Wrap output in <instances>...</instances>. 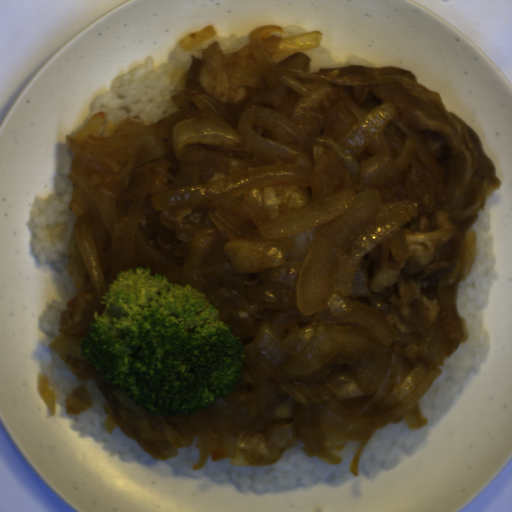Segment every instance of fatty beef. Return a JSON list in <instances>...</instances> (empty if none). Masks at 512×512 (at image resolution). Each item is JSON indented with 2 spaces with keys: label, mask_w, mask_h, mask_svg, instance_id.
Segmentation results:
<instances>
[{
  "label": "fatty beef",
  "mask_w": 512,
  "mask_h": 512,
  "mask_svg": "<svg viewBox=\"0 0 512 512\" xmlns=\"http://www.w3.org/2000/svg\"><path fill=\"white\" fill-rule=\"evenodd\" d=\"M337 88L306 111L297 167L312 184L249 190L246 201L278 220L336 192L380 190L384 203L415 201L419 215L365 254L352 285L355 301L375 307L388 325L414 337L393 345L404 363H418L435 320L450 357L469 336L456 291L475 258L474 226L501 187L479 135L439 91L393 67L319 69Z\"/></svg>",
  "instance_id": "8fa450e3"
},
{
  "label": "fatty beef",
  "mask_w": 512,
  "mask_h": 512,
  "mask_svg": "<svg viewBox=\"0 0 512 512\" xmlns=\"http://www.w3.org/2000/svg\"><path fill=\"white\" fill-rule=\"evenodd\" d=\"M227 241V236L215 239L201 265L187 271L184 279L217 309L241 345L255 339L263 324L285 337L314 321L298 310L300 262L239 273L227 257Z\"/></svg>",
  "instance_id": "1bbc456c"
},
{
  "label": "fatty beef",
  "mask_w": 512,
  "mask_h": 512,
  "mask_svg": "<svg viewBox=\"0 0 512 512\" xmlns=\"http://www.w3.org/2000/svg\"><path fill=\"white\" fill-rule=\"evenodd\" d=\"M264 166H273L250 151L221 150L202 144L184 147L180 159L164 155L133 171L129 184L119 192L115 203L128 210L136 200H151L165 191L224 178Z\"/></svg>",
  "instance_id": "5ad873be"
},
{
  "label": "fatty beef",
  "mask_w": 512,
  "mask_h": 512,
  "mask_svg": "<svg viewBox=\"0 0 512 512\" xmlns=\"http://www.w3.org/2000/svg\"><path fill=\"white\" fill-rule=\"evenodd\" d=\"M191 57L192 64L184 74L186 91L219 103L224 124L237 129L242 112L262 106L258 90L233 80L240 61L237 54L223 55L216 41L205 46L202 56Z\"/></svg>",
  "instance_id": "51303b74"
},
{
  "label": "fatty beef",
  "mask_w": 512,
  "mask_h": 512,
  "mask_svg": "<svg viewBox=\"0 0 512 512\" xmlns=\"http://www.w3.org/2000/svg\"><path fill=\"white\" fill-rule=\"evenodd\" d=\"M211 216L209 207L192 204L161 211L142 210L135 233L145 246L183 266L195 236L214 227Z\"/></svg>",
  "instance_id": "2513f850"
},
{
  "label": "fatty beef",
  "mask_w": 512,
  "mask_h": 512,
  "mask_svg": "<svg viewBox=\"0 0 512 512\" xmlns=\"http://www.w3.org/2000/svg\"><path fill=\"white\" fill-rule=\"evenodd\" d=\"M173 99L175 111L150 125L149 132L157 147L169 148L172 145V133L180 121H188L204 114L202 109L189 97L179 94L173 96Z\"/></svg>",
  "instance_id": "7934fd38"
},
{
  "label": "fatty beef",
  "mask_w": 512,
  "mask_h": 512,
  "mask_svg": "<svg viewBox=\"0 0 512 512\" xmlns=\"http://www.w3.org/2000/svg\"><path fill=\"white\" fill-rule=\"evenodd\" d=\"M93 304V293L82 290L65 303L66 309L60 315L62 326H71L83 320L88 308Z\"/></svg>",
  "instance_id": "6575b59f"
},
{
  "label": "fatty beef",
  "mask_w": 512,
  "mask_h": 512,
  "mask_svg": "<svg viewBox=\"0 0 512 512\" xmlns=\"http://www.w3.org/2000/svg\"><path fill=\"white\" fill-rule=\"evenodd\" d=\"M86 384L92 386L99 392L112 418L120 421L123 410L117 398L113 384L106 382L94 370L86 379Z\"/></svg>",
  "instance_id": "f438e4f6"
},
{
  "label": "fatty beef",
  "mask_w": 512,
  "mask_h": 512,
  "mask_svg": "<svg viewBox=\"0 0 512 512\" xmlns=\"http://www.w3.org/2000/svg\"><path fill=\"white\" fill-rule=\"evenodd\" d=\"M66 415L76 416L87 411L93 405L92 396L87 390L78 387L71 391L66 401Z\"/></svg>",
  "instance_id": "90047fb2"
}]
</instances>
